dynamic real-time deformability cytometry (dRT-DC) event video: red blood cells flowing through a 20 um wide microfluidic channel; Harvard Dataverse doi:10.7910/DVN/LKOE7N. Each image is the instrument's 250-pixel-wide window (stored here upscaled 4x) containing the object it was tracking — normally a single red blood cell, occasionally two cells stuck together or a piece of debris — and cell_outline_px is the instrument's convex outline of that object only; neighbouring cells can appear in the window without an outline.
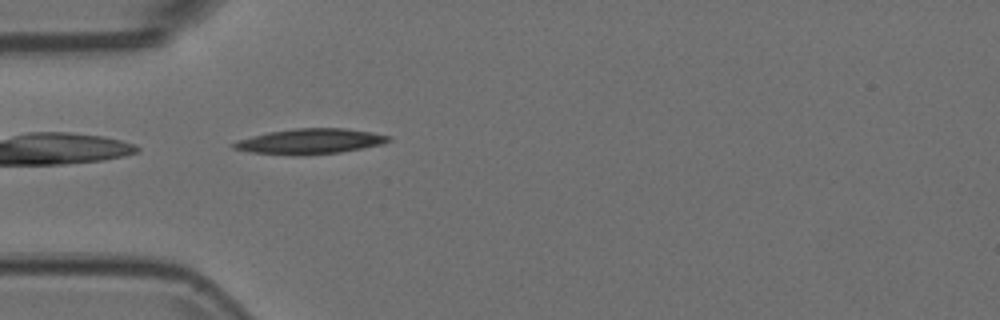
{"species": "Egyptian fruit bat (a non-hibernating species)", "species_latin": "Rousettus aegyptiacus", "temperature_condition": "room temperature", "stored_images_in_passage": 15, "camera_frame_rate_fps": 3000, "um_per_image_px": 0.085, "animal": {"sex": "female"}, "frame": {"image": 1, "passage_image": 1, "time_ms": 0.0, "image_size_px": [1000, 320], "cell_outline_px": [[392, 140], [380, 144], [340, 152], [304, 156], [300, 156], [252, 152], [232, 148], [232, 144], [240, 140], [252, 136], [268, 132], [296, 128], [344, 128], [372, 132], [388, 136]], "centroid_in_image_um": [26.35, 12.02], "position_along_channel_um": 58.7, "area_um2": 22.6}}
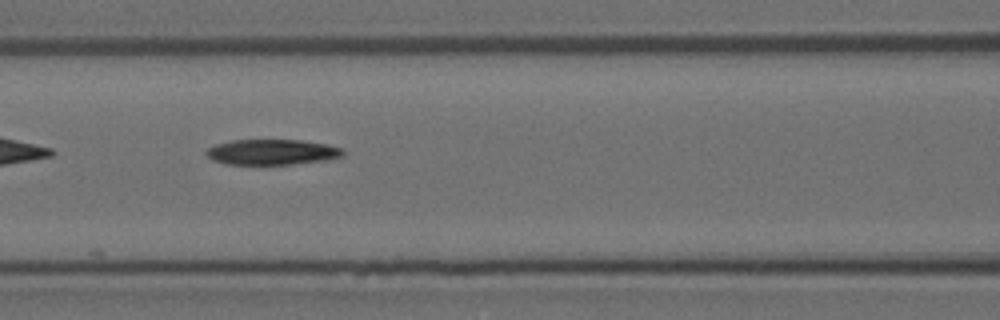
{"frame": {"image": 2, "passage_image": 8, "time_ms": 2.333, "image_size_px": [1000, 320], "cell_outline_px": [[344, 152], [340, 156], [324, 160], [292, 164], [224, 164], [212, 160], [204, 152], [208, 148], [216, 144], [232, 140], [300, 140], [324, 144], [340, 148]], "centroid_in_image_um": [23.04, 12.92], "position_along_channel_um": 143.6, "area_um2": 20.0}}
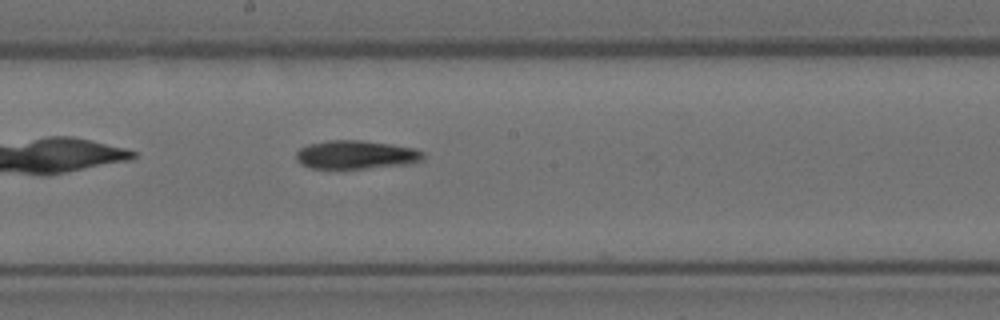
{"frame": {"image": 3, "passage_image": 14, "time_ms": 4.333, "image_size_px": [1000, 320], "cell_outline_px": [[424, 160], [412, 164], [368, 168], [312, 168], [300, 164], [296, 160], [296, 152], [300, 148], [308, 144], [328, 140], [360, 140], [392, 144], [416, 148], [424, 152]], "centroid_in_image_um": [30.3, 13.15], "position_along_channel_um": 217.9, "area_um2": 21.39}}